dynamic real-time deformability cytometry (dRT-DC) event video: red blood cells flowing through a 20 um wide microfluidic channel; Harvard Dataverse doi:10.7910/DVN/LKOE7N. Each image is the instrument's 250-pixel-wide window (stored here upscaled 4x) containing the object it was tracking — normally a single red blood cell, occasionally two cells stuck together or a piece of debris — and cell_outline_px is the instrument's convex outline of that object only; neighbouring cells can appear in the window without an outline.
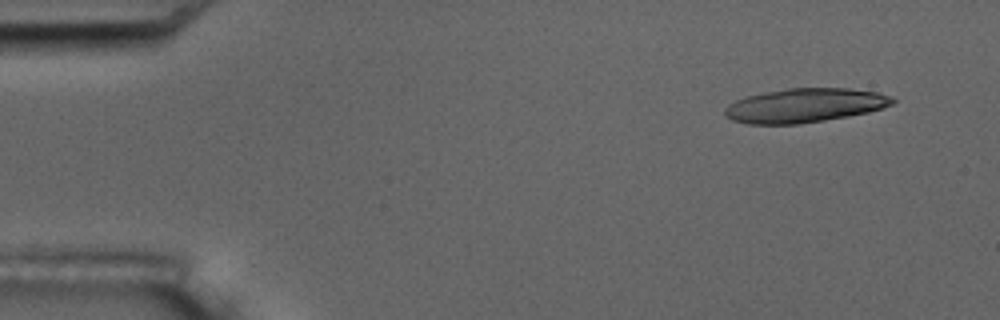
{"species": "common noctule bat (a hibernating species)", "species_latin": "Nyctalus noctula", "temperature_condition": "room temperature", "stored_images_in_passage": 5, "camera_frame_rate_fps": 3000, "um_per_image_px": 0.085, "animal": {"sex": "male", "body_mass_g": 17.5, "forearm_length_mm": 52.3}, "frame": {"image": 1, "passage_image": 1, "time_ms": 0.0, "image_size_px": [1000, 320], "cell_outline_px": [[896, 100], [892, 104], [868, 112], [848, 116], [800, 124], [748, 124], [732, 120], [724, 116], [724, 108], [728, 104], [736, 100], [748, 96], [764, 92], [788, 88], [848, 88], [876, 92], [892, 96]], "centroid_in_image_um": [68.37, 8.96], "position_along_channel_um": 16.6, "area_um2": 33.29}}
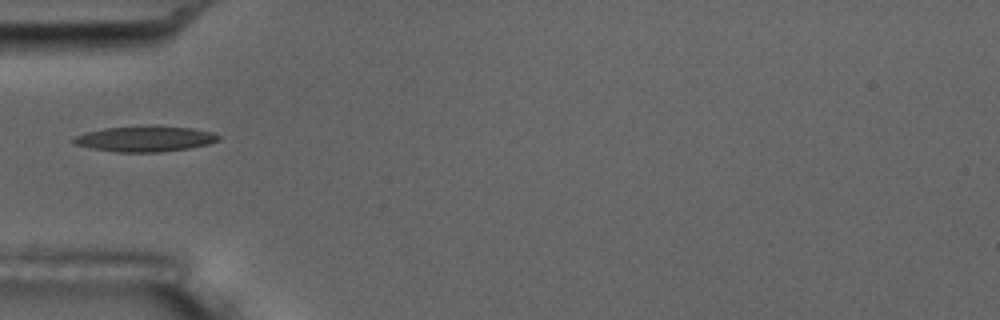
{"frame": {"image": 2, "passage_image": 5, "time_ms": 4.667, "image_size_px": [1000, 320], "cell_outline_px": [[220, 140], [208, 144], [188, 148], [160, 152], [116, 152], [92, 148], [76, 144], [72, 140], [72, 136], [84, 132], [104, 128], [144, 124], [156, 124], [192, 128], [212, 132], [220, 136]], "centroid_in_image_um": [12.32, 11.76], "position_along_channel_um": 72.7, "area_um2": 22.2}}